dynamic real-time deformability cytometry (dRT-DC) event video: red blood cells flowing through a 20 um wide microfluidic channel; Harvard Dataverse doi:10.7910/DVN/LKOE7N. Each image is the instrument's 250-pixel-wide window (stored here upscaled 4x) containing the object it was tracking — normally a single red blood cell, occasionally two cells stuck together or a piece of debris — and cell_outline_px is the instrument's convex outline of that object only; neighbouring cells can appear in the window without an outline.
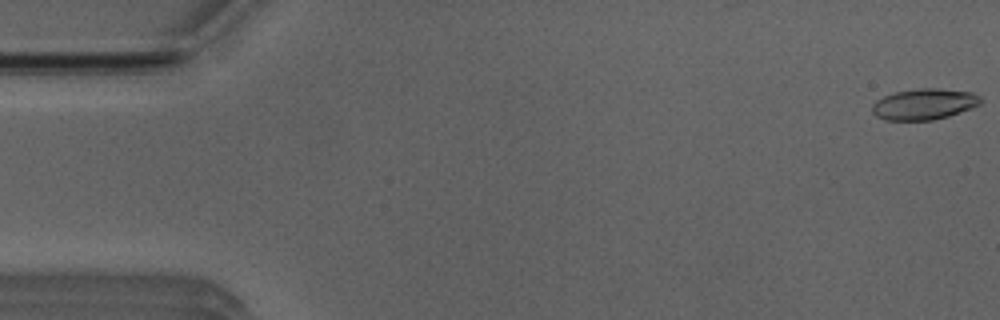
{"species": "Egyptian fruit bat (a non-hibernating species)", "species_latin": "Rousettus aegyptiacus", "temperature_condition": "room temperature", "stored_images_in_passage": 11, "camera_frame_rate_fps": 3000, "um_per_image_px": 0.085, "animal": {"sex": "male"}, "frame": {"image": 1, "passage_image": 1, "time_ms": 0.0, "image_size_px": [1000, 320], "cell_outline_px": [[980, 104], [972, 108], [948, 116], [932, 120], [884, 120], [876, 116], [872, 112], [872, 104], [876, 100], [884, 96], [896, 92], [920, 88], [936, 88], [972, 92], [980, 96]], "centroid_in_image_um": [78.53, 8.85], "position_along_channel_um": 6.5, "area_um2": 19.54}}